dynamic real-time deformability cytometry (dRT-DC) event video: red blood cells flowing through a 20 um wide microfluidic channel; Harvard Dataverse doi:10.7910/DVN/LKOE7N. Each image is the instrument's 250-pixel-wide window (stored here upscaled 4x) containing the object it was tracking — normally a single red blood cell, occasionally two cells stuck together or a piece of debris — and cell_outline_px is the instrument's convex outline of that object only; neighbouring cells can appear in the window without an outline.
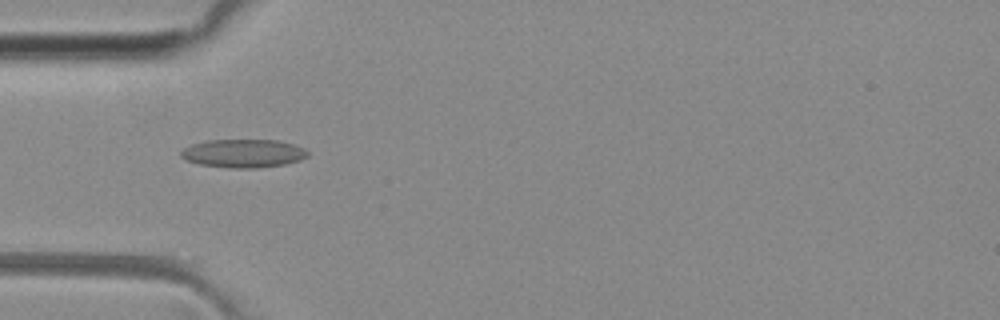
{"species": "common noctule bat (a hibernating species)", "species_latin": "Nyctalus noctula", "temperature_condition": "room temperature", "stored_images_in_passage": 25, "camera_frame_rate_fps": 3000, "um_per_image_px": 0.085, "animal": {"sex": "female", "body_mass_g": 29.2, "forearm_length_mm": 56.3}, "frame": {"image": 1, "passage_image": 14, "time_ms": 4.333, "image_size_px": [1000, 320], "cell_outline_px": [[308, 156], [300, 160], [284, 164], [256, 168], [228, 168], [196, 164], [184, 160], [180, 156], [180, 152], [184, 148], [192, 144], [208, 140], [280, 140], [304, 148], [308, 152]], "centroid_in_image_um": [20.65, 13.04], "position_along_channel_um": 64.4, "area_um2": 21.1}}
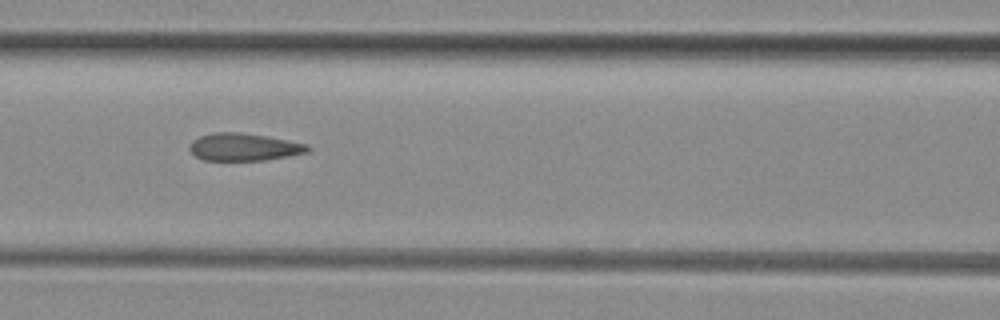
{"frame": {"image": 2, "passage_image": 20, "time_ms": 6.333, "image_size_px": [1000, 320], "cell_outline_px": [[312, 148], [308, 152], [288, 156], [264, 160], [204, 160], [196, 156], [188, 148], [192, 140], [200, 136], [212, 132], [240, 132], [288, 140], [308, 144]], "centroid_in_image_um": [20.73, 12.49], "position_along_channel_um": 145.9, "area_um2": 18.9}}
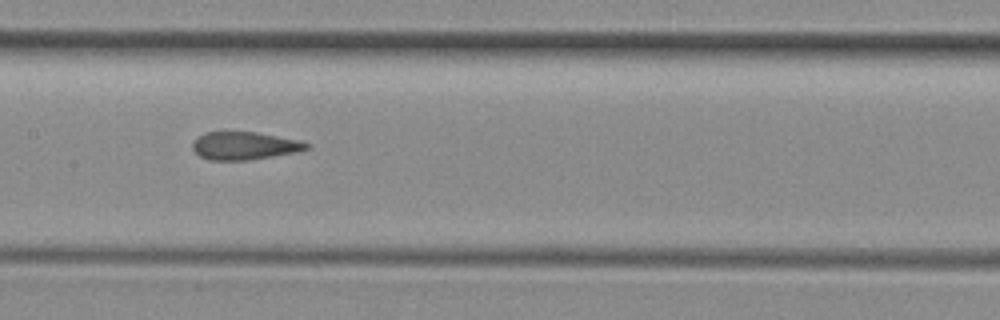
{"frame": {"image": 3, "passage_image": 23, "time_ms": 7.333, "image_size_px": [1000, 320], "cell_outline_px": [[312, 148], [296, 152], [248, 160], [208, 160], [200, 156], [192, 148], [192, 144], [196, 136], [204, 132], [256, 132], [300, 140], [312, 144]], "centroid_in_image_um": [20.79, 12.38], "position_along_channel_um": 186.6, "area_um2": 18.67}}